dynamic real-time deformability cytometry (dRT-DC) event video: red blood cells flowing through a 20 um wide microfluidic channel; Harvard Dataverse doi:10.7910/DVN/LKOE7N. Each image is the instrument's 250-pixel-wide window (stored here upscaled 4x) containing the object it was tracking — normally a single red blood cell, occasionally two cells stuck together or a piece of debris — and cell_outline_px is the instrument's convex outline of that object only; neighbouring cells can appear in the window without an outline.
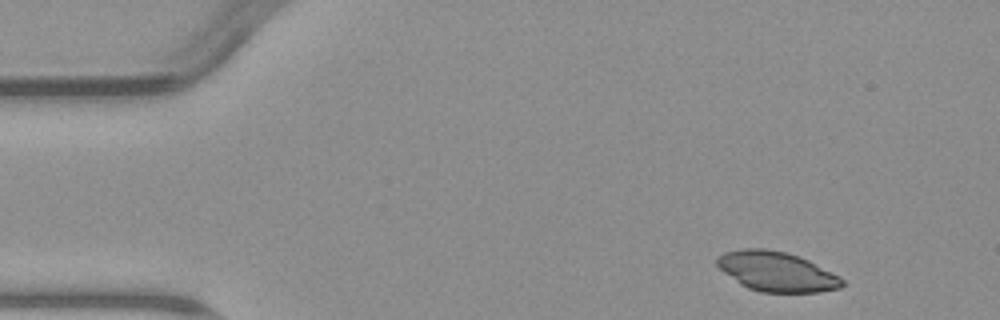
{"species": "common noctule bat (a hibernating species)", "species_latin": "Nyctalus noctula", "temperature_condition": "warm", "stored_images_in_passage": 6, "camera_frame_rate_fps": 3000, "um_per_image_px": 0.085, "animal": {"sex": "male", "body_mass_g": 23.1, "forearm_length_mm": 52.7}, "frame": {"image": 1, "passage_image": 1, "time_ms": 0.0, "image_size_px": [1000, 320], "cell_outline_px": [[844, 284], [840, 288], [820, 292], [760, 292], [748, 288], [740, 284], [724, 272], [716, 264], [716, 260], [724, 252], [740, 248], [764, 248], [788, 252], [800, 256], [840, 276], [844, 280]], "centroid_in_image_um": [66.02, 23.07], "position_along_channel_um": 19.0, "area_um2": 29.07}}